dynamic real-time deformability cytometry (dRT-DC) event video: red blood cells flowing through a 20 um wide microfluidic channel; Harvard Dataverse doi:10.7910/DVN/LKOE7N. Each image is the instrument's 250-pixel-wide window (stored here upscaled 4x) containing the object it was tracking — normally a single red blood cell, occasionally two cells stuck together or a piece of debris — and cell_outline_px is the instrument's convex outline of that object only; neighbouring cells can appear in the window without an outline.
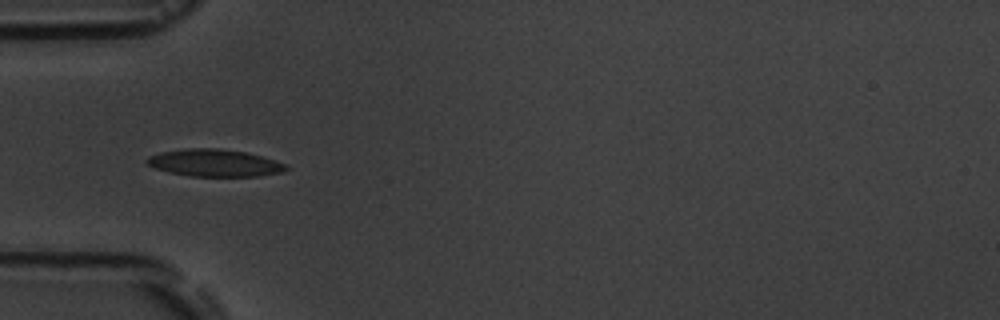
{"species": "common noctule bat (a hibernating species)", "species_latin": "Nyctalus noctula", "temperature_condition": "room temperature", "stored_images_in_passage": 10, "camera_frame_rate_fps": 3000, "um_per_image_px": 0.085, "animal": {"sex": "male", "body_mass_g": 19.5, "forearm_length_mm": 54.6}, "frame": {"image": 1, "passage_image": 5, "time_ms": 4.333, "image_size_px": [1000, 320], "cell_outline_px": [[288, 168], [280, 172], [260, 176], [188, 176], [168, 172], [156, 168], [148, 164], [144, 160], [148, 156], [160, 152], [188, 148], [220, 148], [248, 152], [288, 164]], "centroid_in_image_um": [18.23, 13.84], "position_along_channel_um": 66.8, "area_um2": 22.2}}
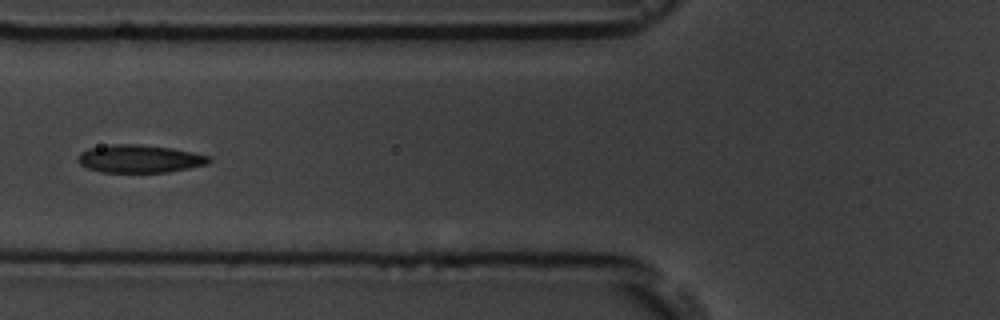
{"frame": {"image": 2, "passage_image": 6, "time_ms": 5.667, "image_size_px": [1000, 320], "cell_outline_px": [[212, 160], [208, 164], [168, 172], [100, 172], [88, 168], [80, 164], [76, 160], [80, 152], [88, 148], [108, 144], [140, 144], [172, 148], [192, 152], [208, 156]], "centroid_in_image_um": [11.82, 13.49], "position_along_channel_um": 114.0, "area_um2": 21.39}}
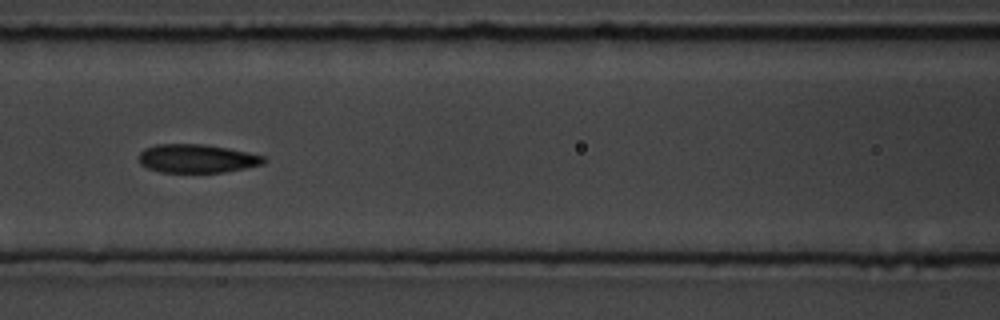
{"frame": {"image": 3, "passage_image": 7, "time_ms": 6.667, "image_size_px": [1000, 320], "cell_outline_px": [[268, 160], [264, 164], [224, 172], [160, 172], [148, 168], [140, 164], [140, 152], [144, 148], [156, 144], [204, 144], [228, 148], [248, 152], [264, 156]], "centroid_in_image_um": [16.75, 13.47], "position_along_channel_um": 149.8, "area_um2": 20.81}}